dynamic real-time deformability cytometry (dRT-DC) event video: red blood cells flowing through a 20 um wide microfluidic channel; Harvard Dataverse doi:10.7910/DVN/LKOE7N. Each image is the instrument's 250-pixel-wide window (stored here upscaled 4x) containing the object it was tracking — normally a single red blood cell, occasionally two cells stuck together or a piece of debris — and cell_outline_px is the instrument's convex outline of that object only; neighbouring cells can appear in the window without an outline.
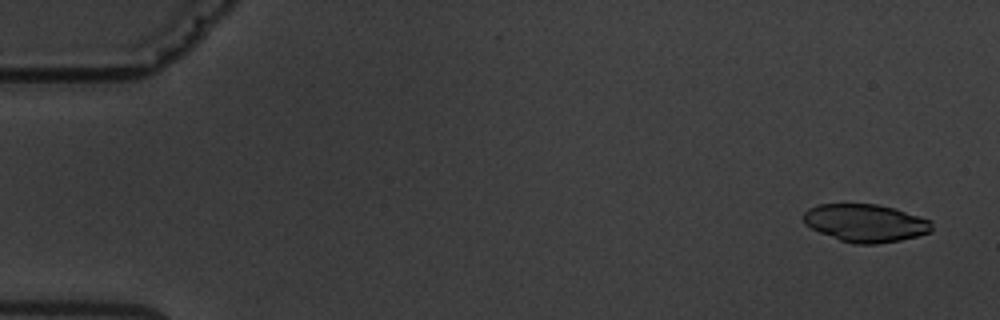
{"species": "common noctule bat (a hibernating species)", "species_latin": "Nyctalus noctula", "temperature_condition": "warm", "stored_images_in_passage": 5, "camera_frame_rate_fps": 3000, "um_per_image_px": 0.085, "animal": {"sex": "male", "body_mass_g": 19.5, "forearm_length_mm": 54.6}, "frame": {"image": 1, "passage_image": 1, "time_ms": 0.0, "image_size_px": [1000, 320], "cell_outline_px": [[932, 232], [900, 240], [876, 244], [856, 244], [840, 240], [820, 232], [804, 224], [804, 212], [808, 208], [820, 204], [876, 204], [896, 208], [932, 220]], "centroid_in_image_um": [73.6, 18.95], "position_along_channel_um": 11.4, "area_um2": 28.32}}